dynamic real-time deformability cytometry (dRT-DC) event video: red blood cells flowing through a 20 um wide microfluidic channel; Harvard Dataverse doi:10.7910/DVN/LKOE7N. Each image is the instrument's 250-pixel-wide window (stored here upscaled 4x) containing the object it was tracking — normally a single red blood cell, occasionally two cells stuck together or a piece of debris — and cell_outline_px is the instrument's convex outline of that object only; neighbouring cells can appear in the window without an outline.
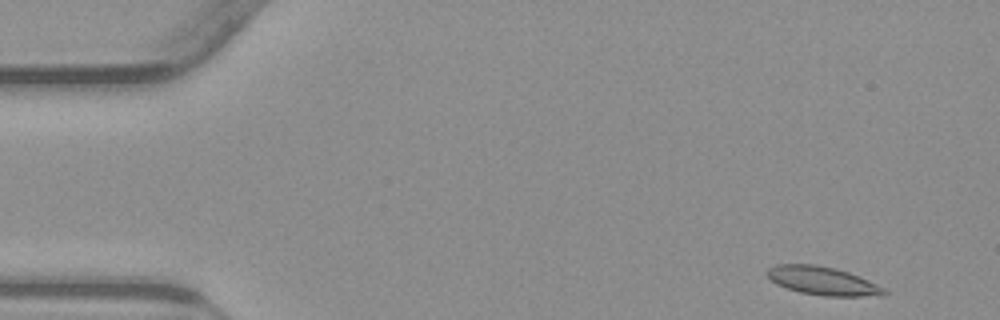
{"species": "common noctule bat (a hibernating species)", "species_latin": "Nyctalus noctula", "temperature_condition": "warm", "stored_images_in_passage": 51, "camera_frame_rate_fps": 3000, "um_per_image_px": 0.085, "animal": {"sex": "male", "body_mass_g": 23.1, "forearm_length_mm": 52.7}, "frame": {"image": 1, "passage_image": 1, "time_ms": 0.0, "image_size_px": [1000, 320], "cell_outline_px": [[888, 292], [884, 296], [824, 296], [800, 292], [776, 284], [764, 272], [768, 268], [776, 264], [816, 264], [848, 272], [860, 276], [884, 288]], "centroid_in_image_um": [69.93, 23.87], "position_along_channel_um": 15.1, "area_um2": 19.36}}
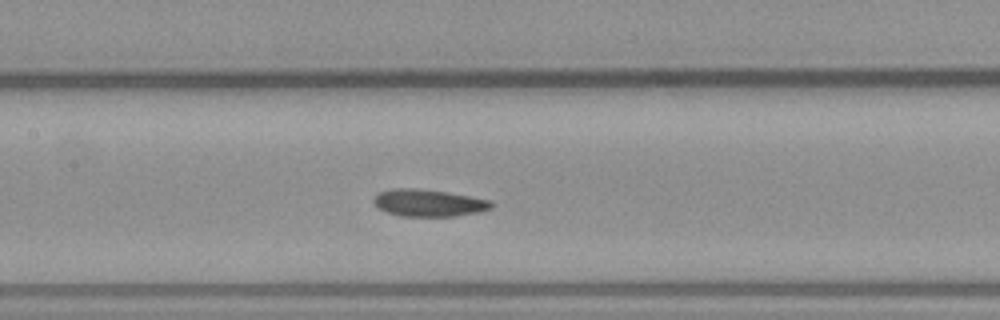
{"frame": {"image": 2, "passage_image": 22, "time_ms": 7.0, "image_size_px": [1000, 320], "cell_outline_px": [[492, 208], [480, 212], [456, 216], [400, 216], [388, 212], [380, 208], [372, 200], [380, 192], [388, 188], [416, 188], [448, 192], [488, 200], [492, 204]], "centroid_in_image_um": [36.42, 17.24], "position_along_channel_um": 171.0, "area_um2": 18.44}}
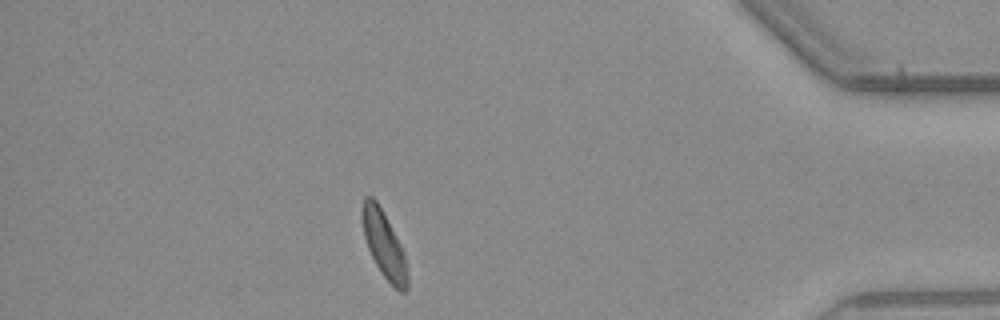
{"frame": {"image": 3, "passage_image": 44, "time_ms": 14.333, "image_size_px": [1000, 320], "cell_outline_px": [[408, 288], [404, 292], [400, 292], [384, 276], [376, 264], [368, 248], [364, 236], [360, 216], [360, 212], [364, 196], [372, 196], [376, 200], [400, 244], [404, 252], [408, 276]], "centroid_in_image_um": [32.62, 20.76], "position_along_channel_um": 402.6, "area_um2": 17.34}, "authors_computed_cell_mechanics": {"area_um2": 18.785, "velocity_mm_per_s": 3.8107, "shape_relaxation_time_tau1_ms": 4.3397, "shape_relaxation_time_tau2_ms": 2.2493, "deformation_change_tau1": 0.1129, "deformation_change_tau2": 0.0731}}